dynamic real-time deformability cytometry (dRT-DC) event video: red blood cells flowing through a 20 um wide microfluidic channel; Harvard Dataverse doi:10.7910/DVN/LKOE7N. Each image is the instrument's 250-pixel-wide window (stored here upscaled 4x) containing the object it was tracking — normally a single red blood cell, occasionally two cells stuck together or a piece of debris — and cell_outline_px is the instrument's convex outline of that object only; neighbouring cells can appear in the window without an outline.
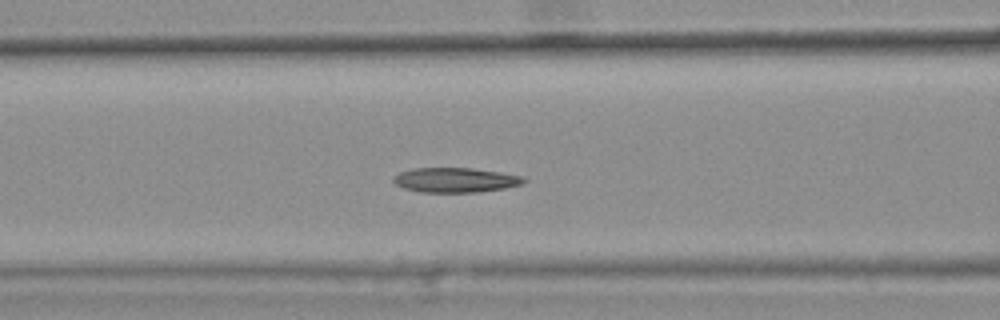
{"species": "common noctule bat (a hibernating species)", "species_latin": "Nyctalus noctula", "temperature_condition": "warm", "stored_images_in_passage": 39, "camera_frame_rate_fps": 3000, "um_per_image_px": 0.085, "animal": {"sex": "female", "body_mass_g": 25.1}, "frame": {"image": 1, "passage_image": 17, "time_ms": 5.333, "image_size_px": [1000, 320], "cell_outline_px": [[528, 180], [524, 184], [504, 188], [476, 192], [420, 192], [404, 188], [396, 184], [392, 180], [400, 172], [416, 168], [472, 168], [500, 172], [520, 176]], "centroid_in_image_um": [38.73, 15.3], "position_along_channel_um": 127.9, "area_um2": 18.61}, "authors_computed_cell_mechanics": {"area_um2": 18.9584, "velocity_mm_per_s": 3.7752, "shape_relaxation_time_tau1_ms": 6.8931, "shape_relaxation_time_tau2_ms": null, "deformation_change_tau1": 0.1482, "deformation_change_tau2": null}}